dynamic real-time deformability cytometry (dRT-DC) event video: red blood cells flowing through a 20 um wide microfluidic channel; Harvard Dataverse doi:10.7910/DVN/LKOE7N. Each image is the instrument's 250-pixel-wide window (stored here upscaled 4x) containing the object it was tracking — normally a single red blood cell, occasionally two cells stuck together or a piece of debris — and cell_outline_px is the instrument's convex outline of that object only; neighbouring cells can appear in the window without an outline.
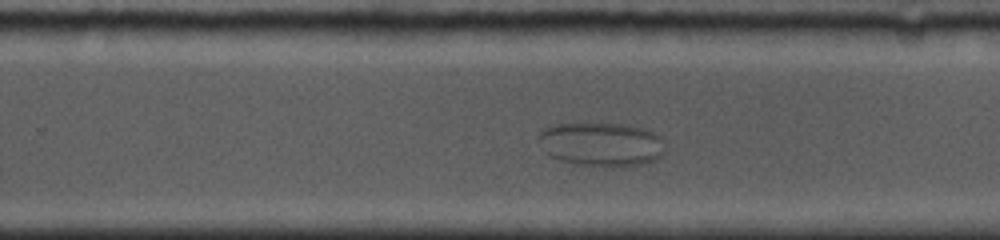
{"species": "common noctule bat (a hibernating species)", "species_latin": "Nyctalus noctula", "temperature_condition": "cold", "stored_images_in_passage": 31, "camera_frame_rate_fps": 5000, "um_per_image_px": 0.085, "animal": {"sex": "female", "body_mass_g": 19.0, "forearm_length_mm": 53.3}, "frame": {"image": 1, "passage_image": 22, "time_ms": 8.6, "image_size_px": [1000, 240], "cell_outline_px": [[664, 152], [660, 156], [652, 160], [640, 164], [604, 168], [580, 164], [560, 160], [548, 156], [540, 148], [536, 140], [540, 132], [544, 128], [552, 124], [620, 124], [640, 128], [652, 132], [660, 136], [664, 140]], "centroid_in_image_um": [51.04, 12.28], "position_along_channel_um": 278.8, "area_um2": 32.54}}